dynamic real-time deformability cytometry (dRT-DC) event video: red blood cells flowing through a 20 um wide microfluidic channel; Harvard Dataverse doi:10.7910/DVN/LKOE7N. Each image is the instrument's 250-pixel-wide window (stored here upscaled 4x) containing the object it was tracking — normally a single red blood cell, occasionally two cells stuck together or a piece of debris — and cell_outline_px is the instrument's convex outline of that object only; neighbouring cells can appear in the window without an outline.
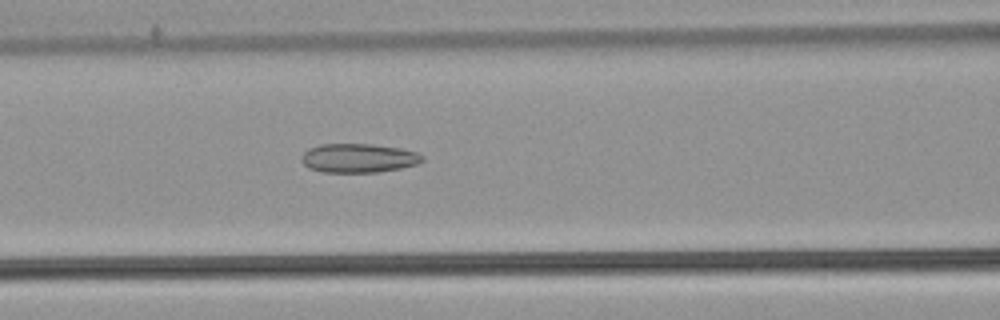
{"species": "common noctule bat (a hibernating species)", "species_latin": "Nyctalus noctula", "temperature_condition": "warm", "stored_images_in_passage": 43, "camera_frame_rate_fps": 3000, "um_per_image_px": 0.085, "animal": {"sex": "male", "body_mass_g": 21.5, "forearm_length_mm": 52.0}, "frame": {"image": 1, "passage_image": 13, "time_ms": 4.0, "image_size_px": [1000, 320], "cell_outline_px": [[424, 160], [416, 164], [400, 168], [380, 172], [324, 172], [308, 168], [300, 160], [300, 156], [308, 148], [320, 144], [372, 144], [400, 148], [416, 152], [424, 156]], "centroid_in_image_um": [30.44, 13.43], "position_along_channel_um": 136.2, "area_um2": 20.52}}
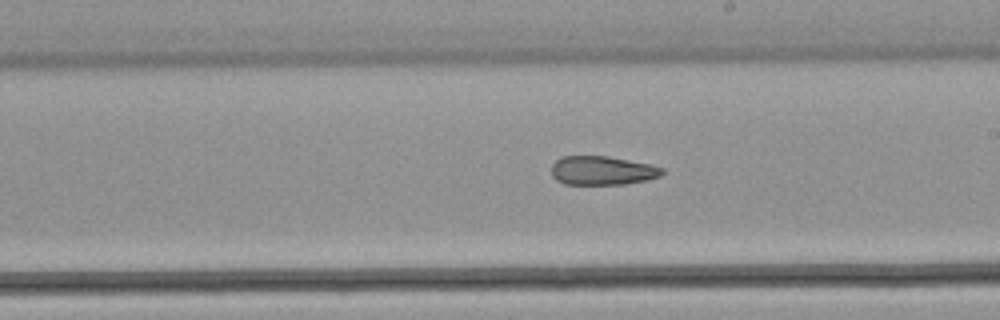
{"frame": {"image": 2, "passage_image": 21, "time_ms": 6.667, "image_size_px": [1000, 320], "cell_outline_px": [[664, 172], [660, 176], [648, 180], [624, 184], [564, 184], [556, 180], [552, 176], [552, 164], [560, 156], [608, 156], [648, 164], [664, 168]], "centroid_in_image_um": [51.18, 14.5], "position_along_channel_um": 237.8, "area_um2": 18.67}}
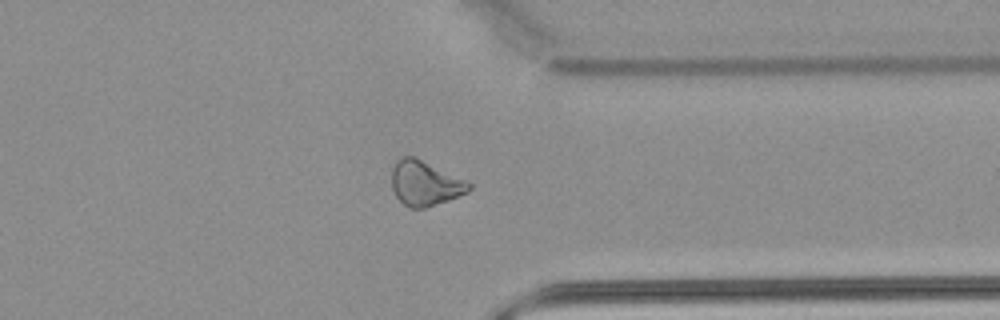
{"frame": {"image": 3, "passage_image": 32, "time_ms": 10.333, "image_size_px": [1000, 320], "cell_outline_px": [[472, 188], [468, 192], [448, 200], [424, 208], [408, 208], [396, 196], [392, 188], [392, 168], [396, 160], [400, 156], [416, 156], [472, 184]], "centroid_in_image_um": [36.1, 15.56], "position_along_channel_um": 375.3, "area_um2": 20.17}, "authors_computed_cell_mechanics": {"area_um2": 20.519, "velocity_mm_per_s": 3.8268, "shape_relaxation_time_tau1_ms": null, "shape_relaxation_time_tau2_ms": 4.6118, "deformation_change_tau1": null, "deformation_change_tau2": 0.1211}}